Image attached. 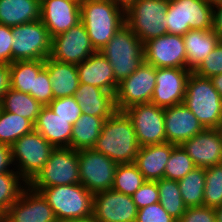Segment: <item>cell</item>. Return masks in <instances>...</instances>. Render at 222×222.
<instances>
[{"instance_id":"cell-1","label":"cell","mask_w":222,"mask_h":222,"mask_svg":"<svg viewBox=\"0 0 222 222\" xmlns=\"http://www.w3.org/2000/svg\"><path fill=\"white\" fill-rule=\"evenodd\" d=\"M139 148L132 120L121 111L105 120L93 147L117 164L134 163Z\"/></svg>"},{"instance_id":"cell-2","label":"cell","mask_w":222,"mask_h":222,"mask_svg":"<svg viewBox=\"0 0 222 222\" xmlns=\"http://www.w3.org/2000/svg\"><path fill=\"white\" fill-rule=\"evenodd\" d=\"M81 22L95 51L102 48L125 24V11L112 0H81Z\"/></svg>"},{"instance_id":"cell-3","label":"cell","mask_w":222,"mask_h":222,"mask_svg":"<svg viewBox=\"0 0 222 222\" xmlns=\"http://www.w3.org/2000/svg\"><path fill=\"white\" fill-rule=\"evenodd\" d=\"M183 104L205 129H218L222 125V97L210 78L191 72Z\"/></svg>"},{"instance_id":"cell-4","label":"cell","mask_w":222,"mask_h":222,"mask_svg":"<svg viewBox=\"0 0 222 222\" xmlns=\"http://www.w3.org/2000/svg\"><path fill=\"white\" fill-rule=\"evenodd\" d=\"M112 66L115 80L120 83L144 63V43L125 23L100 51Z\"/></svg>"},{"instance_id":"cell-5","label":"cell","mask_w":222,"mask_h":222,"mask_svg":"<svg viewBox=\"0 0 222 222\" xmlns=\"http://www.w3.org/2000/svg\"><path fill=\"white\" fill-rule=\"evenodd\" d=\"M39 192L47 200L58 222H70L92 216L94 195L80 183L46 187Z\"/></svg>"},{"instance_id":"cell-6","label":"cell","mask_w":222,"mask_h":222,"mask_svg":"<svg viewBox=\"0 0 222 222\" xmlns=\"http://www.w3.org/2000/svg\"><path fill=\"white\" fill-rule=\"evenodd\" d=\"M167 33L185 35L189 30L213 29V5L205 0H169Z\"/></svg>"},{"instance_id":"cell-7","label":"cell","mask_w":222,"mask_h":222,"mask_svg":"<svg viewBox=\"0 0 222 222\" xmlns=\"http://www.w3.org/2000/svg\"><path fill=\"white\" fill-rule=\"evenodd\" d=\"M168 3L169 0H137L125 11V23L143 43L165 35Z\"/></svg>"},{"instance_id":"cell-8","label":"cell","mask_w":222,"mask_h":222,"mask_svg":"<svg viewBox=\"0 0 222 222\" xmlns=\"http://www.w3.org/2000/svg\"><path fill=\"white\" fill-rule=\"evenodd\" d=\"M80 183L78 151L72 148H54L45 165L28 183L39 192L42 188Z\"/></svg>"},{"instance_id":"cell-9","label":"cell","mask_w":222,"mask_h":222,"mask_svg":"<svg viewBox=\"0 0 222 222\" xmlns=\"http://www.w3.org/2000/svg\"><path fill=\"white\" fill-rule=\"evenodd\" d=\"M14 169L29 183L48 161L54 147L35 129L11 146Z\"/></svg>"},{"instance_id":"cell-10","label":"cell","mask_w":222,"mask_h":222,"mask_svg":"<svg viewBox=\"0 0 222 222\" xmlns=\"http://www.w3.org/2000/svg\"><path fill=\"white\" fill-rule=\"evenodd\" d=\"M12 62L45 60L50 57L52 38L41 20L11 27Z\"/></svg>"},{"instance_id":"cell-11","label":"cell","mask_w":222,"mask_h":222,"mask_svg":"<svg viewBox=\"0 0 222 222\" xmlns=\"http://www.w3.org/2000/svg\"><path fill=\"white\" fill-rule=\"evenodd\" d=\"M80 184L93 195L113 187L117 163L91 149L78 150Z\"/></svg>"},{"instance_id":"cell-12","label":"cell","mask_w":222,"mask_h":222,"mask_svg":"<svg viewBox=\"0 0 222 222\" xmlns=\"http://www.w3.org/2000/svg\"><path fill=\"white\" fill-rule=\"evenodd\" d=\"M155 86L156 68L144 62L118 84L114 95L117 111L124 112L131 106L150 103Z\"/></svg>"},{"instance_id":"cell-13","label":"cell","mask_w":222,"mask_h":222,"mask_svg":"<svg viewBox=\"0 0 222 222\" xmlns=\"http://www.w3.org/2000/svg\"><path fill=\"white\" fill-rule=\"evenodd\" d=\"M140 147L166 143L164 108L152 103L137 104L127 108Z\"/></svg>"},{"instance_id":"cell-14","label":"cell","mask_w":222,"mask_h":222,"mask_svg":"<svg viewBox=\"0 0 222 222\" xmlns=\"http://www.w3.org/2000/svg\"><path fill=\"white\" fill-rule=\"evenodd\" d=\"M96 51L82 22L52 37L50 58L68 64H79Z\"/></svg>"},{"instance_id":"cell-15","label":"cell","mask_w":222,"mask_h":222,"mask_svg":"<svg viewBox=\"0 0 222 222\" xmlns=\"http://www.w3.org/2000/svg\"><path fill=\"white\" fill-rule=\"evenodd\" d=\"M144 62L155 68H186L184 38L166 33L144 43Z\"/></svg>"},{"instance_id":"cell-16","label":"cell","mask_w":222,"mask_h":222,"mask_svg":"<svg viewBox=\"0 0 222 222\" xmlns=\"http://www.w3.org/2000/svg\"><path fill=\"white\" fill-rule=\"evenodd\" d=\"M137 213L131 195L113 189L94 194L92 216L99 222H135Z\"/></svg>"},{"instance_id":"cell-17","label":"cell","mask_w":222,"mask_h":222,"mask_svg":"<svg viewBox=\"0 0 222 222\" xmlns=\"http://www.w3.org/2000/svg\"><path fill=\"white\" fill-rule=\"evenodd\" d=\"M191 72L187 68H156V86L150 103L162 108L182 104Z\"/></svg>"},{"instance_id":"cell-18","label":"cell","mask_w":222,"mask_h":222,"mask_svg":"<svg viewBox=\"0 0 222 222\" xmlns=\"http://www.w3.org/2000/svg\"><path fill=\"white\" fill-rule=\"evenodd\" d=\"M4 222H58L47 200L27 186L6 211Z\"/></svg>"},{"instance_id":"cell-19","label":"cell","mask_w":222,"mask_h":222,"mask_svg":"<svg viewBox=\"0 0 222 222\" xmlns=\"http://www.w3.org/2000/svg\"><path fill=\"white\" fill-rule=\"evenodd\" d=\"M81 0H43L40 20L50 37L66 32L81 22Z\"/></svg>"},{"instance_id":"cell-20","label":"cell","mask_w":222,"mask_h":222,"mask_svg":"<svg viewBox=\"0 0 222 222\" xmlns=\"http://www.w3.org/2000/svg\"><path fill=\"white\" fill-rule=\"evenodd\" d=\"M196 167L222 164V140L218 129H204L180 145Z\"/></svg>"},{"instance_id":"cell-21","label":"cell","mask_w":222,"mask_h":222,"mask_svg":"<svg viewBox=\"0 0 222 222\" xmlns=\"http://www.w3.org/2000/svg\"><path fill=\"white\" fill-rule=\"evenodd\" d=\"M166 142L181 145L203 131L197 117L182 103L164 108Z\"/></svg>"},{"instance_id":"cell-22","label":"cell","mask_w":222,"mask_h":222,"mask_svg":"<svg viewBox=\"0 0 222 222\" xmlns=\"http://www.w3.org/2000/svg\"><path fill=\"white\" fill-rule=\"evenodd\" d=\"M76 66L80 83L101 88L115 95L119 83L115 80L109 61L99 51Z\"/></svg>"},{"instance_id":"cell-23","label":"cell","mask_w":222,"mask_h":222,"mask_svg":"<svg viewBox=\"0 0 222 222\" xmlns=\"http://www.w3.org/2000/svg\"><path fill=\"white\" fill-rule=\"evenodd\" d=\"M176 146L167 142L142 146L139 148L134 164L146 180L157 181L162 179L167 161Z\"/></svg>"},{"instance_id":"cell-24","label":"cell","mask_w":222,"mask_h":222,"mask_svg":"<svg viewBox=\"0 0 222 222\" xmlns=\"http://www.w3.org/2000/svg\"><path fill=\"white\" fill-rule=\"evenodd\" d=\"M74 98L87 115L109 118L117 111L114 94L92 85L79 83Z\"/></svg>"},{"instance_id":"cell-25","label":"cell","mask_w":222,"mask_h":222,"mask_svg":"<svg viewBox=\"0 0 222 222\" xmlns=\"http://www.w3.org/2000/svg\"><path fill=\"white\" fill-rule=\"evenodd\" d=\"M34 128L54 148L70 147L73 125L54 114L48 105L42 107Z\"/></svg>"},{"instance_id":"cell-26","label":"cell","mask_w":222,"mask_h":222,"mask_svg":"<svg viewBox=\"0 0 222 222\" xmlns=\"http://www.w3.org/2000/svg\"><path fill=\"white\" fill-rule=\"evenodd\" d=\"M184 38L186 51V68L194 71L215 49L220 37L211 30H189Z\"/></svg>"},{"instance_id":"cell-27","label":"cell","mask_w":222,"mask_h":222,"mask_svg":"<svg viewBox=\"0 0 222 222\" xmlns=\"http://www.w3.org/2000/svg\"><path fill=\"white\" fill-rule=\"evenodd\" d=\"M45 68L50 76L53 99L74 96L79 86V75L75 64L45 59Z\"/></svg>"},{"instance_id":"cell-28","label":"cell","mask_w":222,"mask_h":222,"mask_svg":"<svg viewBox=\"0 0 222 222\" xmlns=\"http://www.w3.org/2000/svg\"><path fill=\"white\" fill-rule=\"evenodd\" d=\"M37 0H0V24L8 27L40 20Z\"/></svg>"},{"instance_id":"cell-29","label":"cell","mask_w":222,"mask_h":222,"mask_svg":"<svg viewBox=\"0 0 222 222\" xmlns=\"http://www.w3.org/2000/svg\"><path fill=\"white\" fill-rule=\"evenodd\" d=\"M106 119L82 113L73 125L69 148L77 151L93 148Z\"/></svg>"},{"instance_id":"cell-30","label":"cell","mask_w":222,"mask_h":222,"mask_svg":"<svg viewBox=\"0 0 222 222\" xmlns=\"http://www.w3.org/2000/svg\"><path fill=\"white\" fill-rule=\"evenodd\" d=\"M45 67V60H19L9 64L11 88L34 98V75Z\"/></svg>"},{"instance_id":"cell-31","label":"cell","mask_w":222,"mask_h":222,"mask_svg":"<svg viewBox=\"0 0 222 222\" xmlns=\"http://www.w3.org/2000/svg\"><path fill=\"white\" fill-rule=\"evenodd\" d=\"M1 108L5 111L25 117L34 124L43 105L30 94L10 88L1 100Z\"/></svg>"},{"instance_id":"cell-32","label":"cell","mask_w":222,"mask_h":222,"mask_svg":"<svg viewBox=\"0 0 222 222\" xmlns=\"http://www.w3.org/2000/svg\"><path fill=\"white\" fill-rule=\"evenodd\" d=\"M34 123L14 113L0 111V143L11 146L22 136L33 131Z\"/></svg>"},{"instance_id":"cell-33","label":"cell","mask_w":222,"mask_h":222,"mask_svg":"<svg viewBox=\"0 0 222 222\" xmlns=\"http://www.w3.org/2000/svg\"><path fill=\"white\" fill-rule=\"evenodd\" d=\"M177 182L182 199L187 207L203 206L205 168L195 167Z\"/></svg>"},{"instance_id":"cell-34","label":"cell","mask_w":222,"mask_h":222,"mask_svg":"<svg viewBox=\"0 0 222 222\" xmlns=\"http://www.w3.org/2000/svg\"><path fill=\"white\" fill-rule=\"evenodd\" d=\"M157 187L159 190V203L172 218L178 221L187 209L182 199L178 182L162 178L157 180Z\"/></svg>"},{"instance_id":"cell-35","label":"cell","mask_w":222,"mask_h":222,"mask_svg":"<svg viewBox=\"0 0 222 222\" xmlns=\"http://www.w3.org/2000/svg\"><path fill=\"white\" fill-rule=\"evenodd\" d=\"M27 186L28 183L16 170L0 173V210L4 214Z\"/></svg>"},{"instance_id":"cell-36","label":"cell","mask_w":222,"mask_h":222,"mask_svg":"<svg viewBox=\"0 0 222 222\" xmlns=\"http://www.w3.org/2000/svg\"><path fill=\"white\" fill-rule=\"evenodd\" d=\"M146 179L134 163L118 164L112 189L126 195H133Z\"/></svg>"},{"instance_id":"cell-37","label":"cell","mask_w":222,"mask_h":222,"mask_svg":"<svg viewBox=\"0 0 222 222\" xmlns=\"http://www.w3.org/2000/svg\"><path fill=\"white\" fill-rule=\"evenodd\" d=\"M222 204V164L205 169L203 205L217 208Z\"/></svg>"},{"instance_id":"cell-38","label":"cell","mask_w":222,"mask_h":222,"mask_svg":"<svg viewBox=\"0 0 222 222\" xmlns=\"http://www.w3.org/2000/svg\"><path fill=\"white\" fill-rule=\"evenodd\" d=\"M195 167L188 153L180 145H177L172 150L165 166L164 178L179 181Z\"/></svg>"},{"instance_id":"cell-39","label":"cell","mask_w":222,"mask_h":222,"mask_svg":"<svg viewBox=\"0 0 222 222\" xmlns=\"http://www.w3.org/2000/svg\"><path fill=\"white\" fill-rule=\"evenodd\" d=\"M49 108L59 117L68 120V123L74 125L82 115V109L74 96L60 97L53 99Z\"/></svg>"},{"instance_id":"cell-40","label":"cell","mask_w":222,"mask_h":222,"mask_svg":"<svg viewBox=\"0 0 222 222\" xmlns=\"http://www.w3.org/2000/svg\"><path fill=\"white\" fill-rule=\"evenodd\" d=\"M193 72L205 78L222 74V40Z\"/></svg>"},{"instance_id":"cell-41","label":"cell","mask_w":222,"mask_h":222,"mask_svg":"<svg viewBox=\"0 0 222 222\" xmlns=\"http://www.w3.org/2000/svg\"><path fill=\"white\" fill-rule=\"evenodd\" d=\"M34 99L43 106H47L53 100L52 84L45 67L38 75H34Z\"/></svg>"},{"instance_id":"cell-42","label":"cell","mask_w":222,"mask_h":222,"mask_svg":"<svg viewBox=\"0 0 222 222\" xmlns=\"http://www.w3.org/2000/svg\"><path fill=\"white\" fill-rule=\"evenodd\" d=\"M138 209L159 202L157 181L146 180L145 183L131 195Z\"/></svg>"},{"instance_id":"cell-43","label":"cell","mask_w":222,"mask_h":222,"mask_svg":"<svg viewBox=\"0 0 222 222\" xmlns=\"http://www.w3.org/2000/svg\"><path fill=\"white\" fill-rule=\"evenodd\" d=\"M135 222H177L172 218L161 204L155 203L138 209Z\"/></svg>"},{"instance_id":"cell-44","label":"cell","mask_w":222,"mask_h":222,"mask_svg":"<svg viewBox=\"0 0 222 222\" xmlns=\"http://www.w3.org/2000/svg\"><path fill=\"white\" fill-rule=\"evenodd\" d=\"M177 222H216L214 208L207 206L187 207Z\"/></svg>"},{"instance_id":"cell-45","label":"cell","mask_w":222,"mask_h":222,"mask_svg":"<svg viewBox=\"0 0 222 222\" xmlns=\"http://www.w3.org/2000/svg\"><path fill=\"white\" fill-rule=\"evenodd\" d=\"M12 43L11 27L0 24V63H12Z\"/></svg>"},{"instance_id":"cell-46","label":"cell","mask_w":222,"mask_h":222,"mask_svg":"<svg viewBox=\"0 0 222 222\" xmlns=\"http://www.w3.org/2000/svg\"><path fill=\"white\" fill-rule=\"evenodd\" d=\"M15 170L12 162L11 147L0 143V173Z\"/></svg>"},{"instance_id":"cell-47","label":"cell","mask_w":222,"mask_h":222,"mask_svg":"<svg viewBox=\"0 0 222 222\" xmlns=\"http://www.w3.org/2000/svg\"><path fill=\"white\" fill-rule=\"evenodd\" d=\"M10 88L11 78L9 64L0 63V102Z\"/></svg>"},{"instance_id":"cell-48","label":"cell","mask_w":222,"mask_h":222,"mask_svg":"<svg viewBox=\"0 0 222 222\" xmlns=\"http://www.w3.org/2000/svg\"><path fill=\"white\" fill-rule=\"evenodd\" d=\"M213 30L222 40V2L213 6Z\"/></svg>"},{"instance_id":"cell-49","label":"cell","mask_w":222,"mask_h":222,"mask_svg":"<svg viewBox=\"0 0 222 222\" xmlns=\"http://www.w3.org/2000/svg\"><path fill=\"white\" fill-rule=\"evenodd\" d=\"M210 79L213 83V86L222 97V74H217L215 76H212Z\"/></svg>"},{"instance_id":"cell-50","label":"cell","mask_w":222,"mask_h":222,"mask_svg":"<svg viewBox=\"0 0 222 222\" xmlns=\"http://www.w3.org/2000/svg\"><path fill=\"white\" fill-rule=\"evenodd\" d=\"M118 7L126 11L131 7L137 0H112Z\"/></svg>"},{"instance_id":"cell-51","label":"cell","mask_w":222,"mask_h":222,"mask_svg":"<svg viewBox=\"0 0 222 222\" xmlns=\"http://www.w3.org/2000/svg\"><path fill=\"white\" fill-rule=\"evenodd\" d=\"M216 215V222H222V204L214 209Z\"/></svg>"},{"instance_id":"cell-52","label":"cell","mask_w":222,"mask_h":222,"mask_svg":"<svg viewBox=\"0 0 222 222\" xmlns=\"http://www.w3.org/2000/svg\"><path fill=\"white\" fill-rule=\"evenodd\" d=\"M70 222H99V221L96 220L93 216H91L89 218L74 220V221H70Z\"/></svg>"},{"instance_id":"cell-53","label":"cell","mask_w":222,"mask_h":222,"mask_svg":"<svg viewBox=\"0 0 222 222\" xmlns=\"http://www.w3.org/2000/svg\"><path fill=\"white\" fill-rule=\"evenodd\" d=\"M205 1L208 2L209 4L213 5V6L222 2V0H205Z\"/></svg>"},{"instance_id":"cell-54","label":"cell","mask_w":222,"mask_h":222,"mask_svg":"<svg viewBox=\"0 0 222 222\" xmlns=\"http://www.w3.org/2000/svg\"><path fill=\"white\" fill-rule=\"evenodd\" d=\"M5 214L0 210V222H4Z\"/></svg>"},{"instance_id":"cell-55","label":"cell","mask_w":222,"mask_h":222,"mask_svg":"<svg viewBox=\"0 0 222 222\" xmlns=\"http://www.w3.org/2000/svg\"><path fill=\"white\" fill-rule=\"evenodd\" d=\"M218 131H219V133H220L221 140H222V125L218 128Z\"/></svg>"}]
</instances>
